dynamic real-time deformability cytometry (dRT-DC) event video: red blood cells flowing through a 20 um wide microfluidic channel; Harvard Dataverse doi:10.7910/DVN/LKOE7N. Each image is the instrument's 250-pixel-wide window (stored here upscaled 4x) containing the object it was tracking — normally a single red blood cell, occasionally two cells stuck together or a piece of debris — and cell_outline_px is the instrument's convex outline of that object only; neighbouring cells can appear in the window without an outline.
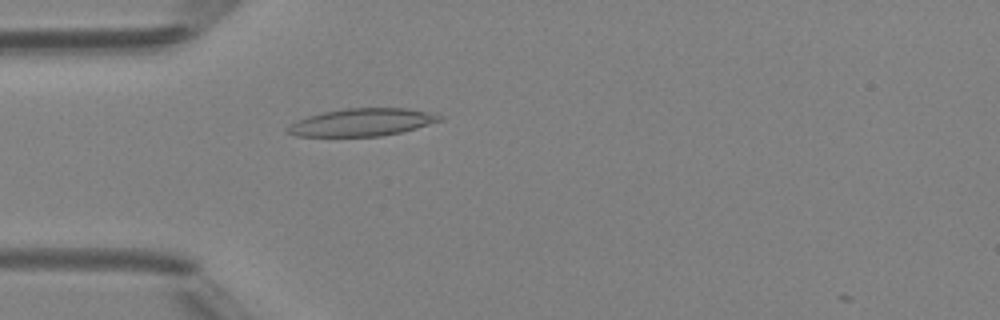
{"species": "Egyptian fruit bat (a non-hibernating species)", "species_latin": "Rousettus aegyptiacus", "temperature_condition": "room temperature", "stored_images_in_passage": 40, "camera_frame_rate_fps": 3000, "um_per_image_px": 0.085, "animal": {"sex": "female"}, "frame": {"image": 1, "passage_image": 6, "time_ms": 1.667, "image_size_px": [1000, 320], "cell_outline_px": [[444, 120], [416, 128], [400, 132], [380, 136], [296, 136], [284, 132], [284, 128], [288, 124], [308, 116], [324, 112], [344, 108], [408, 108], [428, 112], [444, 116]], "centroid_in_image_um": [30.74, 10.39], "position_along_channel_um": 54.3, "area_um2": 24.57}}
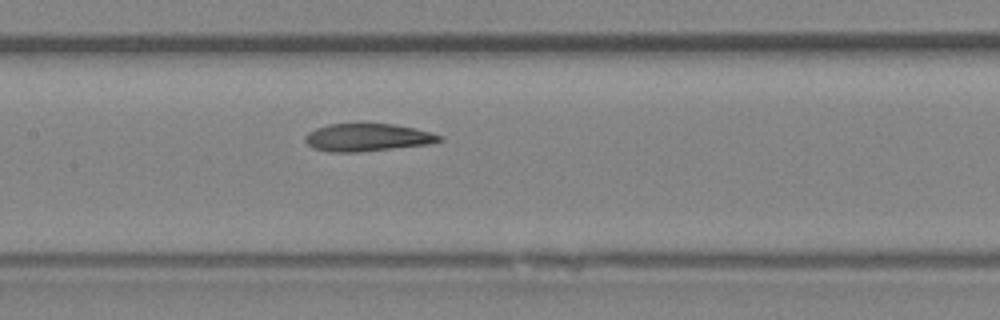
{"frame": {"image": 2, "passage_image": 15, "time_ms": 4.667, "image_size_px": [1000, 320], "cell_outline_px": [[444, 140], [432, 144], [356, 152], [328, 152], [312, 148], [304, 140], [304, 136], [308, 132], [316, 128], [328, 124], [396, 124], [432, 132], [444, 136]], "centroid_in_image_um": [31.26, 11.68], "position_along_channel_um": 176.1, "area_um2": 21.85}}
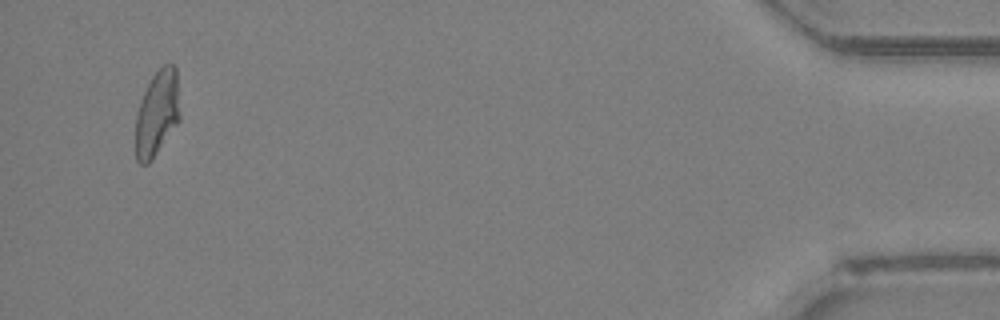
{"frame": {"image": 3, "passage_image": 38, "time_ms": 12.333, "image_size_px": [1000, 320], "cell_outline_px": [[180, 120], [152, 160], [148, 164], [140, 164], [136, 160], [136, 116], [144, 92], [152, 76], [164, 64], [172, 64], [176, 68], [180, 116]], "centroid_in_image_um": [13.36, 9.65], "position_along_channel_um": 421.8, "area_um2": 21.96}}